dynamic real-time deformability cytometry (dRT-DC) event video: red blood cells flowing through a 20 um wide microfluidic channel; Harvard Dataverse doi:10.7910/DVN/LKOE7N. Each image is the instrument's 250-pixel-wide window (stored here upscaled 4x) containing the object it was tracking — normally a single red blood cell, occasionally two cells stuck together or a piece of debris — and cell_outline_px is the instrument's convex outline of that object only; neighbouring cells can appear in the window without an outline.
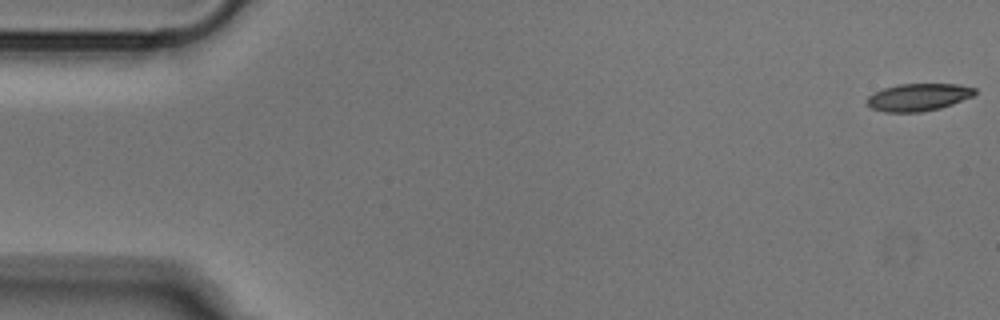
{"species": "Egyptian fruit bat (a non-hibernating species)", "species_latin": "Rousettus aegyptiacus", "temperature_condition": "cold", "stored_images_in_passage": 11, "camera_frame_rate_fps": 3000, "um_per_image_px": 0.085, "animal": {"sex": "male"}, "frame": {"image": 1, "passage_image": 1, "time_ms": 0.0, "image_size_px": [1000, 320], "cell_outline_px": [[976, 92], [972, 96], [952, 104], [940, 108], [920, 112], [884, 112], [872, 108], [868, 104], [868, 96], [884, 88], [900, 84], [960, 84], [976, 88]], "centroid_in_image_um": [78.08, 8.26], "position_along_channel_um": 6.9, "area_um2": 17.05}}